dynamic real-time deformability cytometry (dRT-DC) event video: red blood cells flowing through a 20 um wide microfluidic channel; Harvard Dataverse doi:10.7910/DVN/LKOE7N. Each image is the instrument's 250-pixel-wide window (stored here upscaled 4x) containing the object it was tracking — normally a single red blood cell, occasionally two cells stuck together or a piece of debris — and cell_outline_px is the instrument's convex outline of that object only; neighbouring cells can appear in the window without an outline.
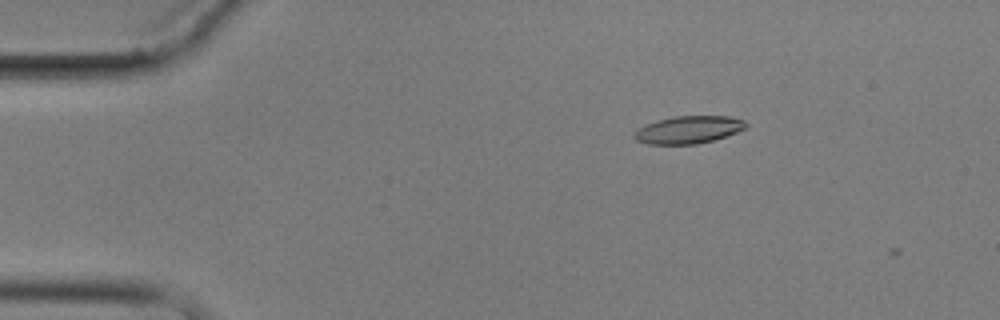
{"species": "common noctule bat (a hibernating species)", "species_latin": "Nyctalus noctula", "temperature_condition": "cold", "stored_images_in_passage": 2, "camera_frame_rate_fps": 3000, "um_per_image_px": 0.085, "animal": {"sex": "male", "body_mass_g": 17.9}, "frame": {"image": 1, "passage_image": 1, "time_ms": 0.0, "image_size_px": [1000, 320], "cell_outline_px": [[748, 128], [712, 140], [696, 144], [648, 144], [636, 140], [632, 136], [632, 132], [636, 128], [644, 124], [676, 116], [732, 116], [744, 120], [748, 124]], "centroid_in_image_um": [58.5, 11.02], "position_along_channel_um": 26.5, "area_um2": 18.03}}